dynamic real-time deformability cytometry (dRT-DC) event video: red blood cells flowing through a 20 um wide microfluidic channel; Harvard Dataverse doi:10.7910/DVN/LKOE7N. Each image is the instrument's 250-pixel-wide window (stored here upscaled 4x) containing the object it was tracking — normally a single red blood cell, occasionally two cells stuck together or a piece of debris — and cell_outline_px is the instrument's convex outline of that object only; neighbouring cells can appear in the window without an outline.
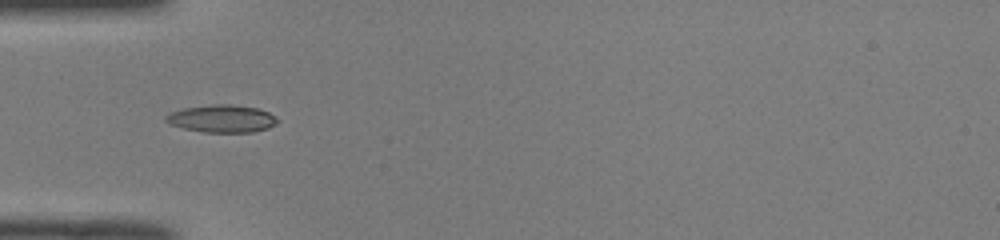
{"species": "common noctule bat (a hibernating species)", "species_latin": "Nyctalus noctula", "temperature_condition": "room temperature", "stored_images_in_passage": 37, "camera_frame_rate_fps": 3000, "um_per_image_px": 0.085, "animal": {"sex": "male", "body_mass_g": 19.0, "forearm_length_mm": 50.8}, "frame": {"image": 1, "passage_image": 3, "time_ms": 0.667, "image_size_px": [1000, 240], "cell_outline_px": [[280, 120], [276, 124], [268, 128], [252, 132], [204, 132], [184, 128], [168, 124], [164, 120], [164, 116], [168, 112], [184, 108], [216, 104], [228, 104], [256, 108], [268, 112]], "centroid_in_image_um": [18.82, 10.09], "position_along_channel_um": 66.2, "area_um2": 17.92}}
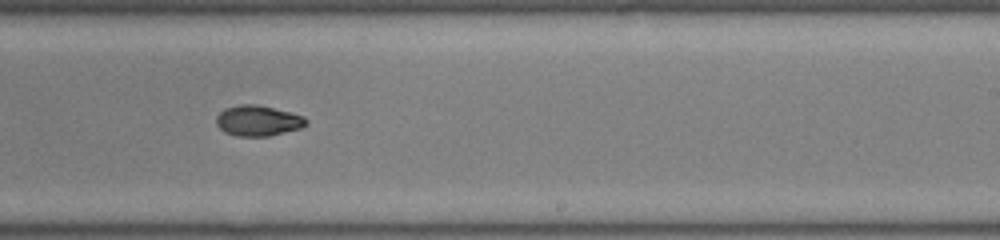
{"frame": {"image": 2, "passage_image": 18, "time_ms": 5.667, "image_size_px": [1000, 240], "cell_outline_px": [[308, 124], [300, 128], [268, 136], [236, 136], [224, 132], [216, 124], [216, 116], [224, 108], [240, 104], [256, 104], [304, 116], [308, 120]], "centroid_in_image_um": [21.9, 10.26], "position_along_channel_um": 267.1, "area_um2": 15.95}}
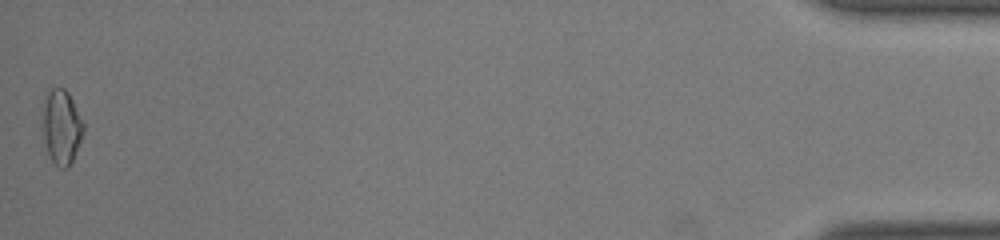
{"frame": {"image": 3, "passage_image": 37, "time_ms": 12.0, "image_size_px": [1000, 240], "cell_outline_px": [[84, 132], [72, 160], [68, 168], [60, 168], [52, 160], [48, 152], [40, 120], [48, 88], [64, 88], [68, 92], [84, 124]], "centroid_in_image_um": [5.21, 10.76], "position_along_channel_um": 430.0, "area_um2": 17.69}, "authors_computed_cell_mechanics": {"area_um2": 16.2996, "velocity_mm_per_s": 4.0467, "shape_relaxation_time_tau1_ms": 7.2069, "shape_relaxation_time_tau2_ms": 3.5819, "deformation_change_tau1": 0.1819, "deformation_change_tau2": 0.0669}}